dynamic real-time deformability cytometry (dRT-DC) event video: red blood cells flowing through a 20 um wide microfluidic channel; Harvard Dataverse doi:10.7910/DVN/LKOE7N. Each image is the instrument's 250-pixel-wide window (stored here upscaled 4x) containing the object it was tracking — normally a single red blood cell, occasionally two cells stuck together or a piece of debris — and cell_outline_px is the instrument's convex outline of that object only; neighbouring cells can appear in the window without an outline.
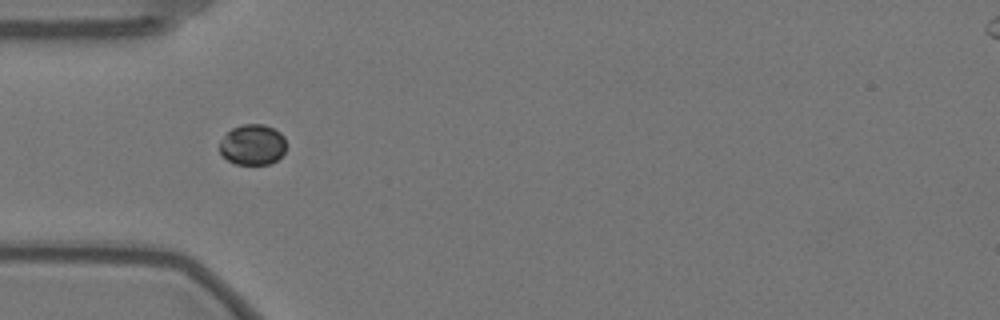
{"species": "Egyptian fruit bat (a non-hibernating species)", "species_latin": "Rousettus aegyptiacus", "temperature_condition": "warm", "stored_images_in_passage": 23, "camera_frame_rate_fps": 3000, "um_per_image_px": 0.085, "animal": {"sex": "female"}, "frame": {"image": 1, "passage_image": 1, "time_ms": 0.0, "image_size_px": [1000, 320], "cell_outline_px": [[284, 152], [276, 160], [268, 164], [236, 164], [228, 160], [220, 152], [220, 140], [232, 128], [244, 124], [264, 124], [280, 132], [284, 136]], "centroid_in_image_um": [21.46, 12.29], "position_along_channel_um": 63.5, "area_um2": 15.55}}
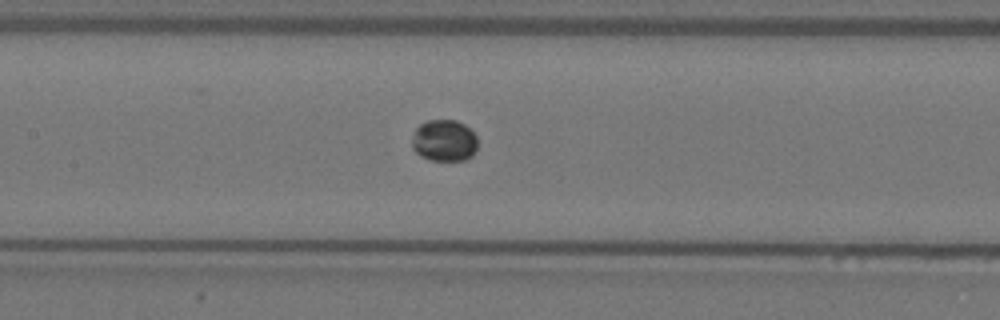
{"frame": {"image": 2, "passage_image": 10, "time_ms": 3.0, "image_size_px": [1000, 320], "cell_outline_px": [[476, 152], [472, 156], [464, 160], [428, 160], [420, 156], [412, 148], [412, 136], [416, 128], [420, 124], [428, 120], [456, 120], [464, 124], [476, 136]], "centroid_in_image_um": [37.74, 11.95], "position_along_channel_um": 169.7, "area_um2": 16.01}}
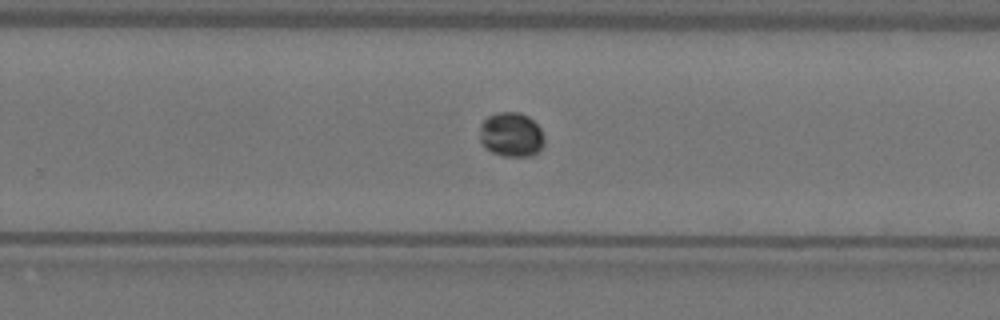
{"frame": {"image": 3, "passage_image": 20, "time_ms": 6.333, "image_size_px": [1000, 320], "cell_outline_px": [[544, 144], [532, 156], [504, 156], [492, 152], [484, 148], [480, 140], [480, 124], [488, 116], [496, 112], [520, 112], [528, 116], [540, 128], [544, 136]], "centroid_in_image_um": [43.44, 11.44], "position_along_channel_um": 286.4, "area_um2": 16.82}}